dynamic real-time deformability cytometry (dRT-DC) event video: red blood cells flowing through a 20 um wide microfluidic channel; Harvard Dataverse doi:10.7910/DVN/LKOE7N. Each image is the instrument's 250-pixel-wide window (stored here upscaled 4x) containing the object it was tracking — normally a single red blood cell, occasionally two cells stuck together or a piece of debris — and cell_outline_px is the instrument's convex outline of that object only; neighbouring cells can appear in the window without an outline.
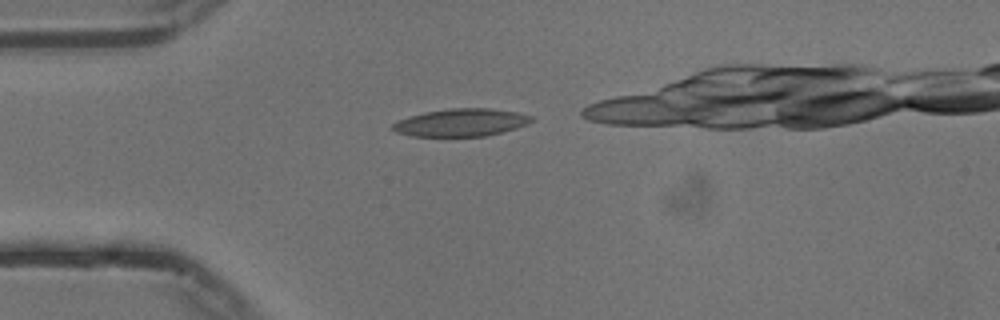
{"species": "common noctule bat (a hibernating species)", "species_latin": "Nyctalus noctula", "temperature_condition": "cold", "stored_images_in_passage": 20, "camera_frame_rate_fps": 3000, "um_per_image_px": 0.085, "animal": {"sex": "male", "body_mass_g": 13.3}, "frame": {"image": 1, "passage_image": 1, "time_ms": 0.0, "image_size_px": [1000, 320], "cell_outline_px": [[536, 120], [528, 124], [516, 128], [484, 136], [412, 136], [396, 132], [392, 128], [392, 124], [396, 120], [408, 116], [424, 112], [452, 108], [488, 108], [516, 112], [532, 116]], "centroid_in_image_um": [39.18, 10.41], "position_along_channel_um": 45.8, "area_um2": 22.37}}
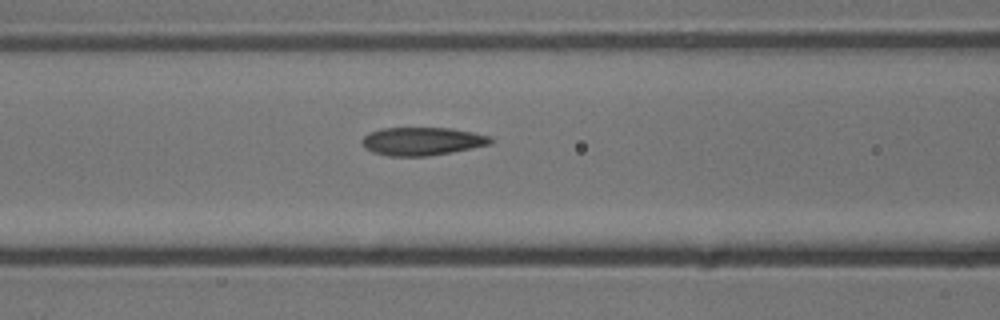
{"frame": {"image": 2, "passage_image": 9, "time_ms": 2.667, "image_size_px": [1000, 320], "cell_outline_px": [[492, 144], [452, 152], [428, 156], [388, 156], [372, 152], [364, 148], [360, 140], [368, 132], [380, 128], [452, 128], [492, 136]], "centroid_in_image_um": [35.86, 12.0], "position_along_channel_um": 130.7, "area_um2": 21.33}}
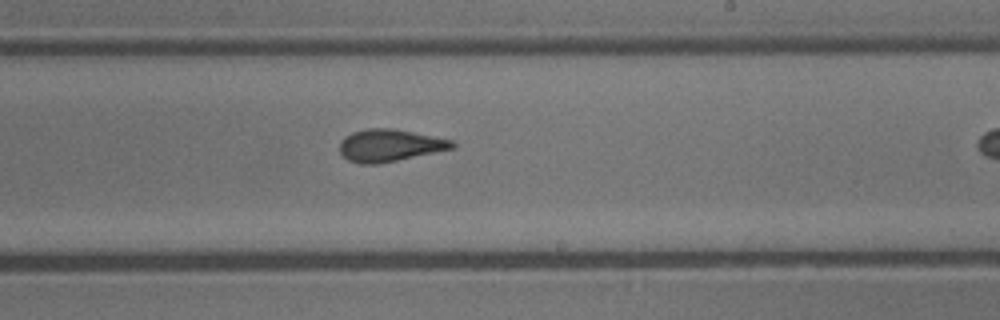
{"frame": {"image": 3, "passage_image": 19, "time_ms": 6.0, "image_size_px": [1000, 320], "cell_outline_px": [[456, 148], [376, 164], [360, 164], [348, 160], [340, 152], [340, 144], [344, 136], [352, 132], [368, 128], [392, 128], [456, 140]], "centroid_in_image_um": [33.16, 12.35], "position_along_channel_um": 255.8, "area_um2": 21.21}}